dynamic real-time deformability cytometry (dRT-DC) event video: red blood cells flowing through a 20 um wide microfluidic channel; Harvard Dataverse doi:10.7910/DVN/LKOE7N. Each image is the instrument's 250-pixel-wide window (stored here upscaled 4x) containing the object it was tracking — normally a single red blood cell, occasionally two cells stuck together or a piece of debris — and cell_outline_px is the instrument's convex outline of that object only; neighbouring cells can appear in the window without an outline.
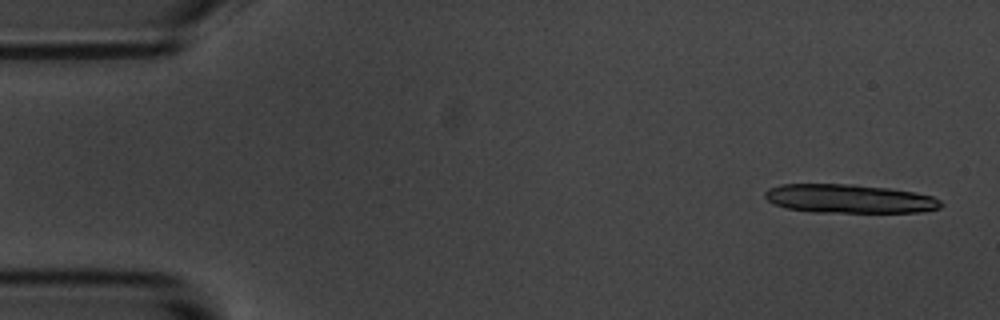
{"species": "common noctule bat (a hibernating species)", "species_latin": "Nyctalus noctula", "temperature_condition": "room temperature", "stored_images_in_passage": 14, "camera_frame_rate_fps": 3000, "um_per_image_px": 0.085, "animal": {"sex": "male", "body_mass_g": 20.1, "forearm_length_mm": 53.5}, "frame": {"image": 1, "passage_image": 2, "time_ms": 0.333, "image_size_px": [1000, 320], "cell_outline_px": [[944, 204], [940, 208], [920, 212], [816, 212], [788, 208], [772, 204], [764, 196], [764, 192], [768, 188], [780, 184], [856, 184], [888, 188], [912, 192], [932, 196], [940, 200]], "centroid_in_image_um": [72.17, 16.88], "position_along_channel_um": 12.8, "area_um2": 29.54}}